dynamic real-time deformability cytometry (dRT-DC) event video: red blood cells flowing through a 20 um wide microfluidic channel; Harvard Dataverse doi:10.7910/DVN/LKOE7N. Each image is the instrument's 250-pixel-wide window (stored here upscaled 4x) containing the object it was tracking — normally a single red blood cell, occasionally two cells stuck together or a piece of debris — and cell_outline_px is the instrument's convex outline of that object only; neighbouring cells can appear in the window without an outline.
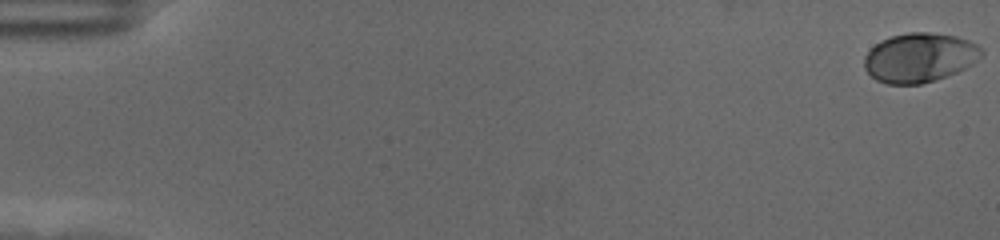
{"species": "human", "species_latin": "Homo sapiens", "temperature_condition": "cold", "stored_images_in_passage": 59, "camera_frame_rate_fps": 3000, "um_per_image_px": 0.085, "donor": {"sex": "female"}, "frame": {"image": 1, "passage_image": 1, "time_ms": 0.0, "image_size_px": [1000, 240], "cell_outline_px": [[984, 56], [972, 64], [956, 72], [936, 80], [920, 84], [888, 84], [876, 80], [864, 68], [864, 56], [880, 40], [892, 36], [908, 32], [928, 32], [956, 36], [968, 40], [984, 48]], "centroid_in_image_um": [78.19, 4.89], "position_along_channel_um": 6.8, "area_um2": 33.81}}
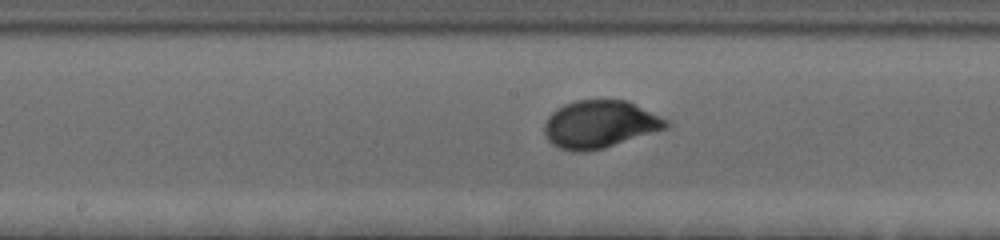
{"frame": {"image": 2, "passage_image": 32, "time_ms": 10.333, "image_size_px": [1000, 240], "cell_outline_px": [[672, 124], [668, 128], [604, 148], [584, 152], [580, 152], [560, 148], [552, 144], [544, 136], [544, 124], [548, 116], [556, 108], [564, 104], [576, 100], [628, 100], [672, 120]], "centroid_in_image_um": [51.03, 10.55], "position_along_channel_um": 197.2, "area_um2": 34.28}}
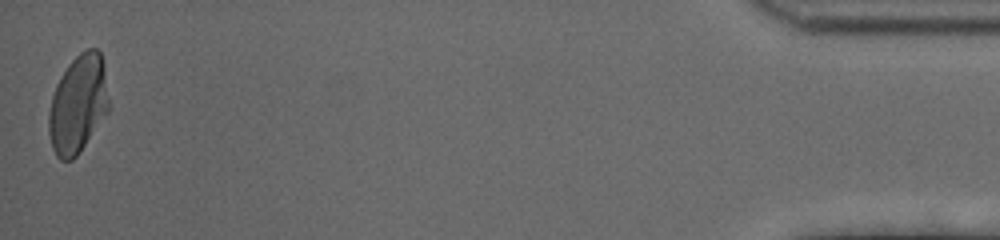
{"frame": {"image": 3, "passage_image": 59, "time_ms": 19.333, "image_size_px": [1000, 240], "cell_outline_px": [[108, 112], [80, 152], [72, 160], [60, 160], [56, 156], [52, 148], [48, 132], [48, 112], [52, 96], [56, 84], [60, 76], [68, 64], [80, 52], [88, 48], [96, 48], [100, 52], [104, 64], [108, 100]], "centroid_in_image_um": [6.61, 8.86], "position_along_channel_um": 428.6, "area_um2": 34.45}, "authors_computed_cell_mechanics": {"area_um2": 32.657, "velocity_mm_per_s": 3.4964, "shape_relaxation_time_tau1_ms": 3.0611, "shape_relaxation_time_tau2_ms": null, "deformation_change_tau1": 0.1698, "deformation_change_tau2": null}}